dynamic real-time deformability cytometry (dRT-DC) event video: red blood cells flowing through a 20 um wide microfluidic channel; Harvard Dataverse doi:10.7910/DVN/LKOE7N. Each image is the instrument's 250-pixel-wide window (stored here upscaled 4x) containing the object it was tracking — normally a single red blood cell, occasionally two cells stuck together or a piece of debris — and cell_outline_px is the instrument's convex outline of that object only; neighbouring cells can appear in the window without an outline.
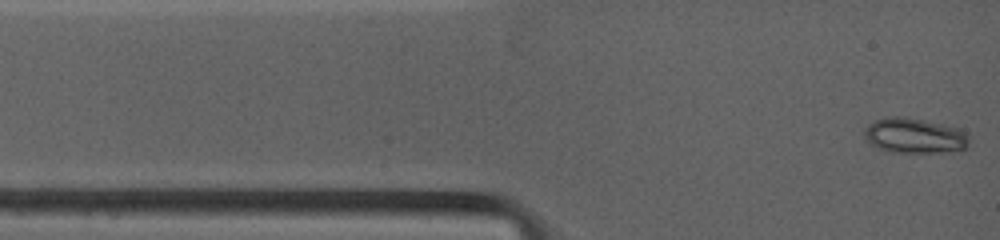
{"species": "common noctule bat (a hibernating species)", "species_latin": "Nyctalus noctula", "temperature_condition": "warm", "stored_images_in_passage": 15, "camera_frame_rate_fps": 4500, "um_per_image_px": 0.085, "animal": {"sex": "female", "body_mass_g": 19.0, "forearm_length_mm": 53.3}, "frame": {"image": 1, "passage_image": 1, "time_ms": 0.0, "image_size_px": [1000, 240], "cell_outline_px": [[968, 148], [952, 152], [892, 152], [876, 148], [864, 136], [864, 128], [868, 124], [876, 120], [888, 116], [904, 116], [924, 120], [960, 128], [968, 136]], "centroid_in_image_um": [77.74, 11.53], "position_along_channel_um": 7.3, "area_um2": 21.62}}